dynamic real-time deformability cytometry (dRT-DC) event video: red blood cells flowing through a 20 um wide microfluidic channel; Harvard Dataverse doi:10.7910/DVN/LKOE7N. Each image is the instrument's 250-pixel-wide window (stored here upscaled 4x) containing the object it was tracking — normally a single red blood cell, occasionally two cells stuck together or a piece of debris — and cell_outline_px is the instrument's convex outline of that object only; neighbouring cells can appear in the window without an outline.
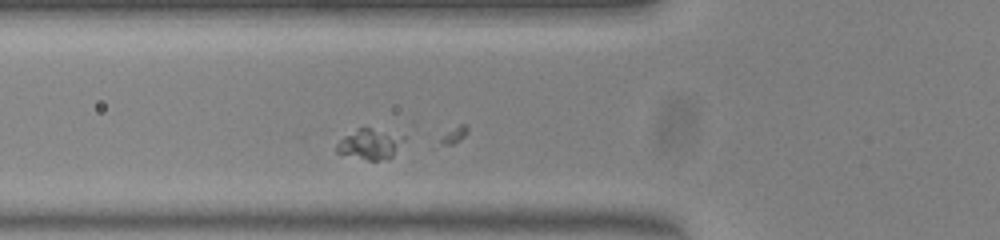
{"species": "common noctule bat (a hibernating species)", "species_latin": "Nyctalus noctula", "temperature_condition": "warm", "stored_images_in_passage": 41, "camera_frame_rate_fps": 3000, "um_per_image_px": 0.085, "animal": {"sex": "female", "body_mass_g": 23.0, "forearm_length_mm": 53.4}, "frame": {"image": 1, "passage_image": 7, "time_ms": 2.0, "image_size_px": [1000, 240], "cell_outline_px": [[404, 140], [392, 156], [388, 160], [368, 160], [336, 152], [336, 144], [344, 136], [356, 128], [368, 128], [404, 136]], "centroid_in_image_um": [31.42, 12.26], "position_along_channel_um": 94.4, "area_um2": 11.62}}
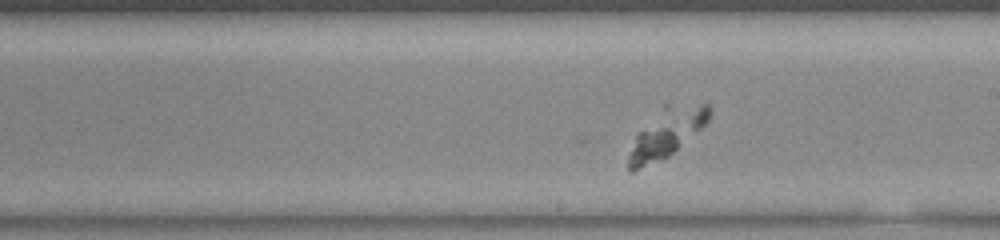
{"frame": {"image": 2, "passage_image": 18, "time_ms": 5.667, "image_size_px": [1000, 240], "cell_outline_px": [[676, 148], [668, 156], [632, 172], [628, 168], [628, 156], [636, 136], [640, 132], [660, 128], [668, 128], [676, 132]], "centroid_in_image_um": [55.36, 12.54], "position_along_channel_um": 233.6, "area_um2": 10.35}}
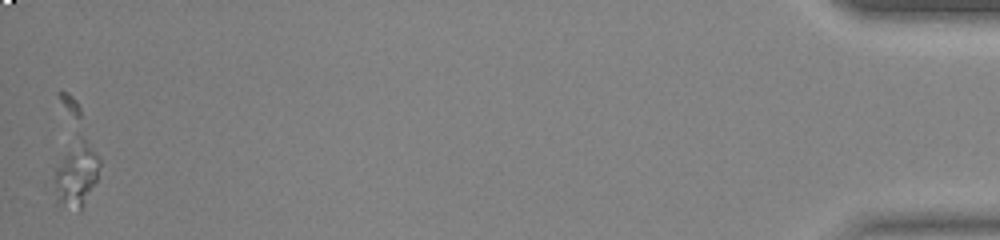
{"frame": {"image": 3, "passage_image": 41, "time_ms": 13.333, "image_size_px": [1000, 240], "cell_outline_px": [[100, 164], [96, 180], [80, 212], [56, 204], [56, 168], [64, 156], [80, 140], [84, 140], [100, 160]], "centroid_in_image_um": [6.5, 14.99], "position_along_channel_um": 428.7, "area_um2": 15.84}}